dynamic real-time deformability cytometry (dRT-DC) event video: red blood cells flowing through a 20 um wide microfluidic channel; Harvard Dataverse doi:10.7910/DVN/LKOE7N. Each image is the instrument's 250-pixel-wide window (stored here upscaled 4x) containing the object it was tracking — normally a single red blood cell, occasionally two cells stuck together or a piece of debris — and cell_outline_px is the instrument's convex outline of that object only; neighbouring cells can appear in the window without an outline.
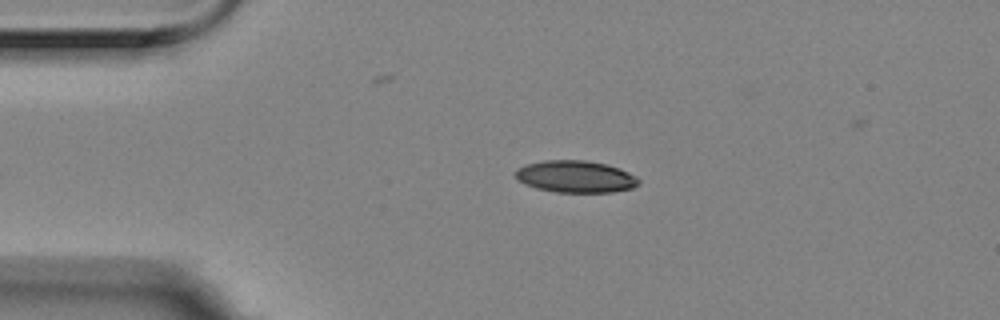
{"species": "Egyptian fruit bat (a non-hibernating species)", "species_latin": "Rousettus aegyptiacus", "temperature_condition": "room temperature", "stored_images_in_passage": 4, "camera_frame_rate_fps": 3000, "um_per_image_px": 0.085, "animal": {"sex": "female"}, "frame": {"image": 1, "passage_image": 4, "time_ms": 1.0, "image_size_px": [1000, 320], "cell_outline_px": [[640, 184], [632, 188], [612, 192], [556, 192], [536, 188], [524, 184], [516, 180], [516, 168], [528, 164], [544, 160], [584, 160], [604, 164], [620, 168], [636, 176], [640, 180]], "centroid_in_image_um": [48.92, 15.01], "position_along_channel_um": 36.1, "area_um2": 23.0}}